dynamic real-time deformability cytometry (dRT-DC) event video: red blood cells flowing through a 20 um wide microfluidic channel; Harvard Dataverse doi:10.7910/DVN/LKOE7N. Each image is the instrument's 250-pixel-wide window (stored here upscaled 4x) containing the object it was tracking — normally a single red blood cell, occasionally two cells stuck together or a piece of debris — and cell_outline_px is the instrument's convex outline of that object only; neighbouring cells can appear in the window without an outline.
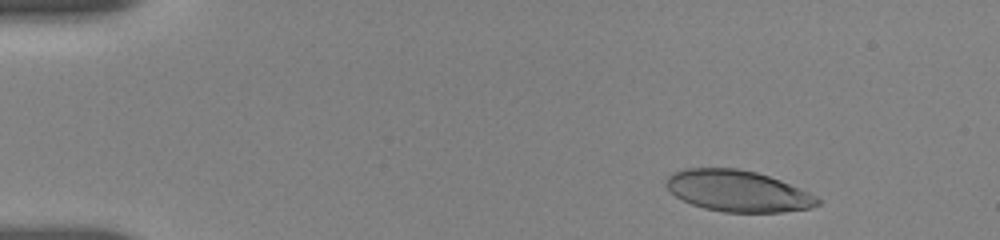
{"species": "human", "species_latin": "Homo sapiens", "temperature_condition": "room temperature", "stored_images_in_passage": 18, "camera_frame_rate_fps": 3000, "um_per_image_px": 0.085, "donor": {"sex": "female"}, "frame": {"image": 1, "passage_image": 11, "time_ms": 1.333, "image_size_px": [1000, 240], "cell_outline_px": [[820, 204], [812, 208], [780, 212], [724, 212], [704, 208], [692, 204], [676, 196], [664, 184], [664, 180], [672, 172], [684, 168], [736, 168], [756, 172], [780, 180], [800, 188], [816, 196], [820, 200]], "centroid_in_image_um": [62.7, 16.23], "position_along_channel_um": 22.3, "area_um2": 36.41}}